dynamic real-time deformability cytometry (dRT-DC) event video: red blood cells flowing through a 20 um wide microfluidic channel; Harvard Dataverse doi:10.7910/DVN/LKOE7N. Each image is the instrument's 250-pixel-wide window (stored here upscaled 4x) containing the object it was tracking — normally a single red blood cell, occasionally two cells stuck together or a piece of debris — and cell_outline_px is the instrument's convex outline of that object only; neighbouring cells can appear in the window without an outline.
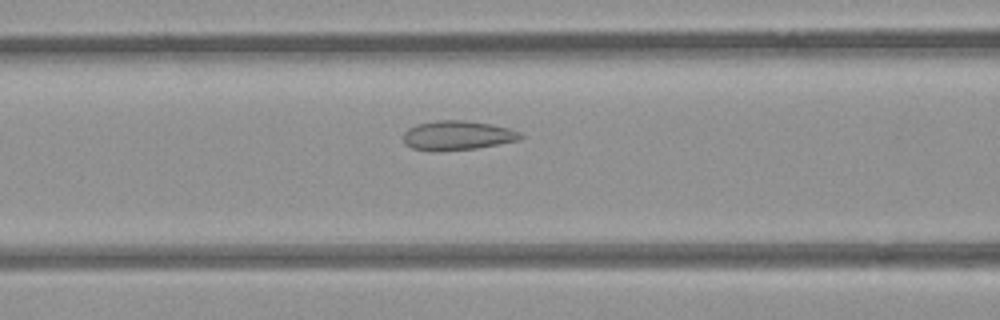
{"species": "common noctule bat (a hibernating species)", "species_latin": "Nyctalus noctula", "temperature_condition": "room temperature", "stored_images_in_passage": 40, "camera_frame_rate_fps": 3000, "um_per_image_px": 0.085, "animal": {"sex": "female", "body_mass_g": 21.9}, "frame": {"image": 1, "passage_image": 8, "time_ms": 2.333, "image_size_px": [1000, 320], "cell_outline_px": [[524, 136], [520, 140], [476, 148], [412, 148], [404, 144], [404, 132], [408, 128], [416, 124], [436, 120], [464, 120], [492, 124], [508, 128], [520, 132]], "centroid_in_image_um": [38.93, 11.46], "position_along_channel_um": 127.7, "area_um2": 19.31}}
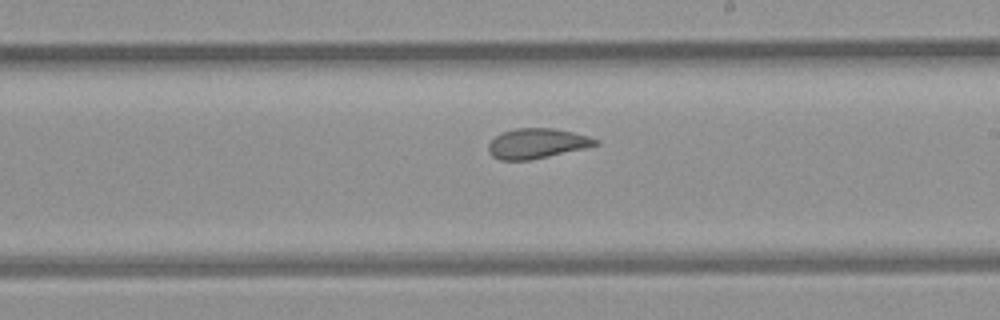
{"frame": {"image": 2, "passage_image": 17, "time_ms": 5.333, "image_size_px": [1000, 320], "cell_outline_px": [[600, 144], [584, 148], [548, 156], [528, 160], [500, 160], [492, 156], [488, 152], [488, 144], [496, 136], [504, 132], [516, 128], [552, 128], [572, 132], [588, 136], [596, 140]], "centroid_in_image_um": [45.6, 12.19], "position_along_channel_um": 243.4, "area_um2": 18.44}}
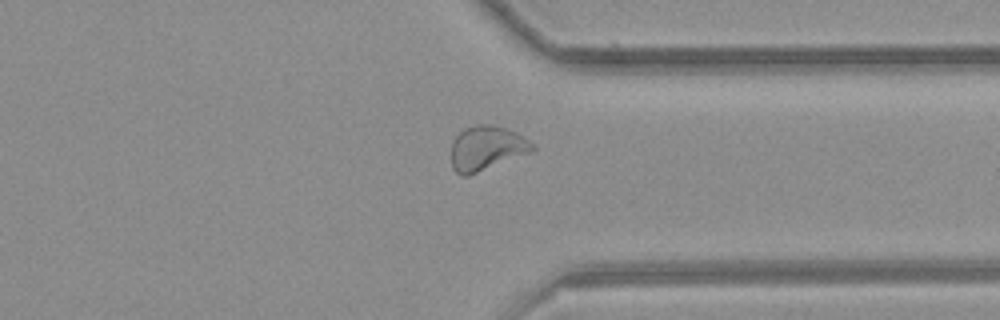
{"frame": {"image": 3, "passage_image": 27, "time_ms": 8.667, "image_size_px": [1000, 320], "cell_outline_px": [[536, 148], [532, 152], [468, 176], [460, 176], [452, 168], [452, 140], [464, 128], [476, 124], [492, 124], [508, 128], [528, 140]], "centroid_in_image_um": [41.34, 12.59], "position_along_channel_um": 370.1, "area_um2": 21.15}, "authors_computed_cell_mechanics": {"area_um2": 19.9121, "velocity_mm_per_s": 3.8475, "shape_relaxation_time_tau1_ms": null, "shape_relaxation_time_tau2_ms": 0.9792, "deformation_change_tau1": null, "deformation_change_tau2": 0.0749}}